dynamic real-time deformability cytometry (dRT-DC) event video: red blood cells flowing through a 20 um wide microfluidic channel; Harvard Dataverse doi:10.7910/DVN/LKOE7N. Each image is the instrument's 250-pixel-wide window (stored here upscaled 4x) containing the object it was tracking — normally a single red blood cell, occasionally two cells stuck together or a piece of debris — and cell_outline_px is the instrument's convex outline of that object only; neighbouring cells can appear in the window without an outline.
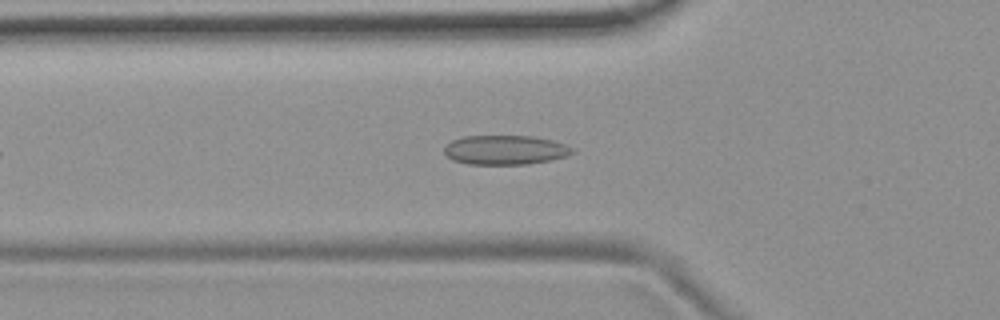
{"species": "common noctule bat (a hibernating species)", "species_latin": "Nyctalus noctula", "temperature_condition": "room temperature", "stored_images_in_passage": 21, "camera_frame_rate_fps": 3000, "um_per_image_px": 0.085, "animal": {"sex": "female", "body_mass_g": 19.9}, "frame": {"image": 1, "passage_image": 10, "time_ms": 3.0, "image_size_px": [1000, 320], "cell_outline_px": [[576, 152], [552, 160], [528, 164], [468, 164], [452, 160], [444, 152], [444, 148], [452, 140], [464, 136], [532, 136], [552, 140], [576, 148]], "centroid_in_image_um": [42.97, 12.74], "position_along_channel_um": 82.8, "area_um2": 21.96}}
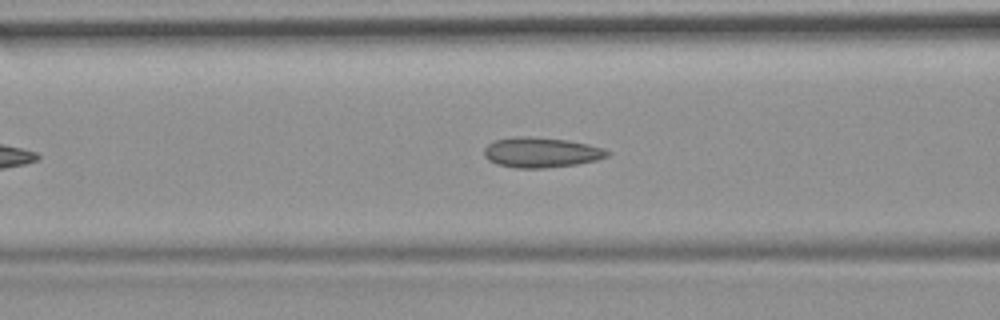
{"frame": {"image": 2, "passage_image": 13, "time_ms": 4.0, "image_size_px": [1000, 320], "cell_outline_px": [[612, 152], [608, 156], [596, 160], [576, 164], [544, 168], [516, 168], [496, 164], [488, 160], [484, 156], [484, 148], [488, 144], [496, 140], [516, 136], [528, 136], [568, 140], [588, 144], [604, 148]], "centroid_in_image_um": [46.0, 12.95], "position_along_channel_um": 120.6, "area_um2": 21.73}}
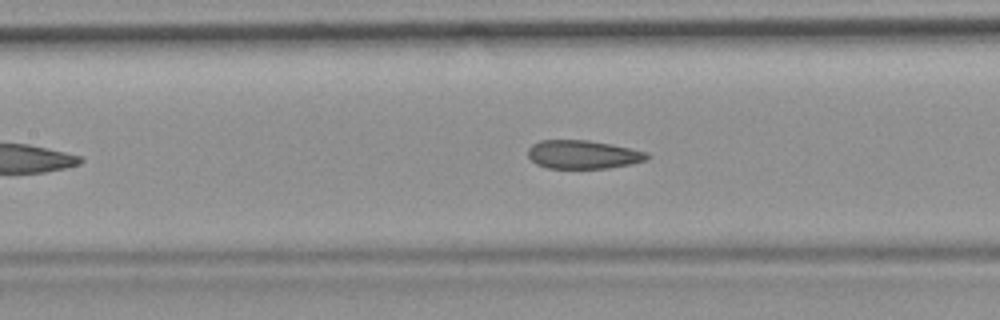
{"frame": {"image": 3, "passage_image": 16, "time_ms": 5.0, "image_size_px": [1000, 320], "cell_outline_px": [[652, 156], [648, 160], [632, 164], [608, 168], [548, 168], [536, 164], [528, 156], [528, 148], [532, 144], [540, 140], [588, 140], [612, 144], [648, 152]], "centroid_in_image_um": [49.6, 13.13], "position_along_channel_um": 157.8, "area_um2": 20.0}}